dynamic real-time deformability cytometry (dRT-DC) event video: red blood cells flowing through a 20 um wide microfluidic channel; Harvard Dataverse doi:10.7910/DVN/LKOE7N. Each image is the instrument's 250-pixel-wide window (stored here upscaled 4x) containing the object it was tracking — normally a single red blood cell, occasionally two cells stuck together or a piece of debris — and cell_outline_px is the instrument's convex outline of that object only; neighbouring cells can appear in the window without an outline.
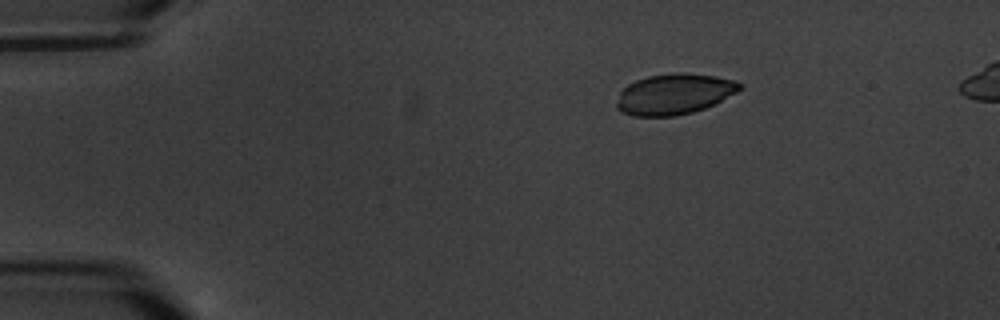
{"species": "common noctule bat (a hibernating species)", "species_latin": "Nyctalus noctula", "temperature_condition": "warm", "stored_images_in_passage": 7, "camera_frame_rate_fps": 3000, "um_per_image_px": 0.085, "animal": {"sex": "male", "body_mass_g": 20.1, "forearm_length_mm": 53.5}, "frame": {"image": 1, "passage_image": 1, "time_ms": 0.0, "image_size_px": [1000, 320], "cell_outline_px": [[744, 88], [704, 108], [692, 112], [676, 116], [636, 116], [620, 112], [616, 108], [616, 104], [620, 92], [628, 84], [636, 80], [648, 76], [676, 72], [684, 72], [716, 76], [736, 80], [744, 84]], "centroid_in_image_um": [57.31, 7.98], "position_along_channel_um": 27.7, "area_um2": 29.25}}
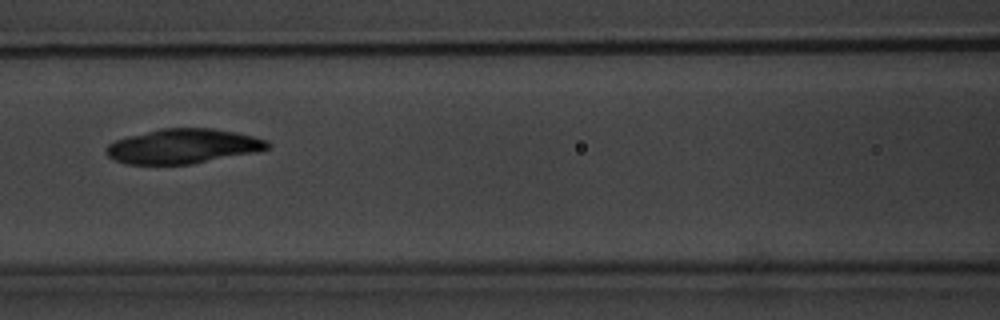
{"frame": {"image": 2, "passage_image": 5, "time_ms": 5.667, "image_size_px": [1000, 320], "cell_outline_px": [[272, 144], [268, 148], [256, 152], [192, 164], [124, 164], [108, 156], [104, 152], [104, 148], [108, 144], [116, 140], [128, 136], [160, 128], [212, 128], [236, 132], [268, 140]], "centroid_in_image_um": [15.55, 12.43], "position_along_channel_um": 151.1, "area_um2": 32.71}}